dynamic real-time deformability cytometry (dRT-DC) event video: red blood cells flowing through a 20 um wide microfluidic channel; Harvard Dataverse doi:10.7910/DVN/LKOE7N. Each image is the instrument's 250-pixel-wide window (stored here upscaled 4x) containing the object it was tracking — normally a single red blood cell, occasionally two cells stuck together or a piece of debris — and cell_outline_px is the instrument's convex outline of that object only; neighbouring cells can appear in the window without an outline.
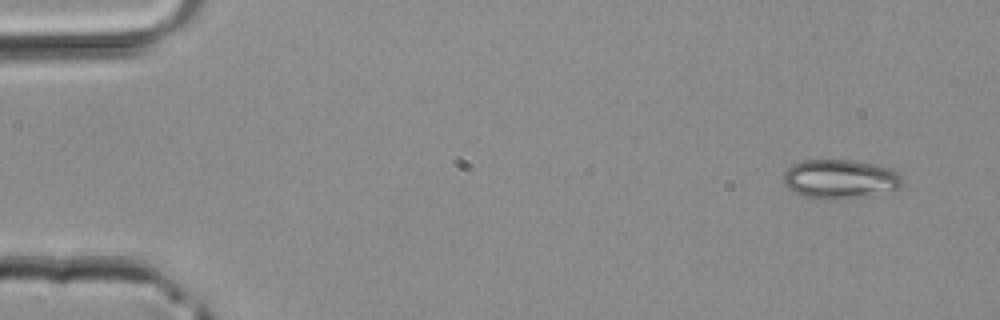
{"species": "common noctule bat (a hibernating species)", "species_latin": "Nyctalus noctula", "temperature_condition": "room temperature", "stored_images_in_passage": 42, "camera_frame_rate_fps": 3000, "um_per_image_px": 0.085, "animal": {"sex": "male", "body_mass_g": 20.4}, "frame": {"image": 1, "passage_image": 2, "time_ms": 0.333, "image_size_px": [1000, 320], "cell_outline_px": [[904, 184], [900, 188], [892, 192], [872, 196], [836, 200], [828, 200], [804, 196], [788, 188], [784, 184], [784, 172], [792, 164], [804, 160], [856, 160], [892, 168], [904, 180]], "centroid_in_image_um": [71.48, 15.24], "position_along_channel_um": 13.5, "area_um2": 27.74}}
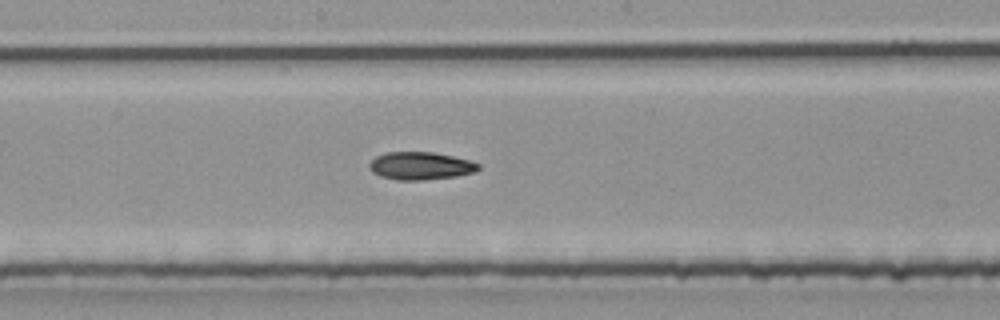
{"frame": {"image": 2, "passage_image": 22, "time_ms": 7.0, "image_size_px": [1000, 320], "cell_outline_px": [[480, 168], [476, 172], [456, 176], [424, 180], [396, 180], [380, 176], [372, 172], [368, 168], [368, 164], [376, 156], [384, 152], [432, 152], [452, 156], [468, 160], [480, 164]], "centroid_in_image_um": [35.72, 14.1], "position_along_channel_um": 212.5, "area_um2": 17.74}}
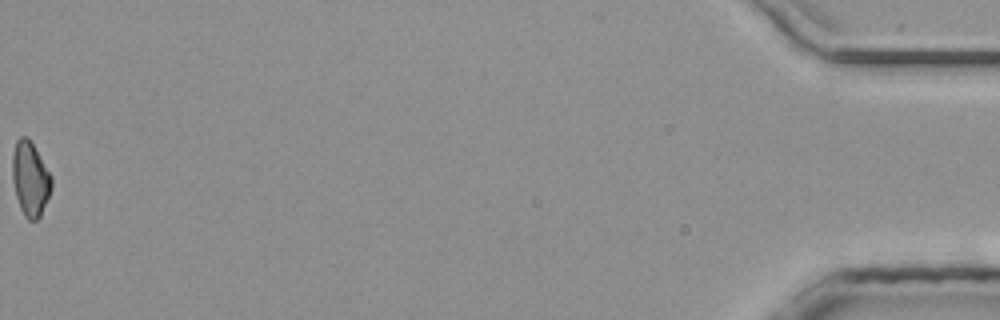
{"frame": {"image": 3, "passage_image": 42, "time_ms": 13.667, "image_size_px": [1000, 320], "cell_outline_px": [[52, 188], [40, 216], [36, 220], [28, 220], [24, 216], [20, 208], [16, 196], [12, 180], [12, 152], [16, 140], [20, 136], [28, 136], [52, 176]], "centroid_in_image_um": [2.56, 15.18], "position_along_channel_um": 432.6, "area_um2": 17.11}}